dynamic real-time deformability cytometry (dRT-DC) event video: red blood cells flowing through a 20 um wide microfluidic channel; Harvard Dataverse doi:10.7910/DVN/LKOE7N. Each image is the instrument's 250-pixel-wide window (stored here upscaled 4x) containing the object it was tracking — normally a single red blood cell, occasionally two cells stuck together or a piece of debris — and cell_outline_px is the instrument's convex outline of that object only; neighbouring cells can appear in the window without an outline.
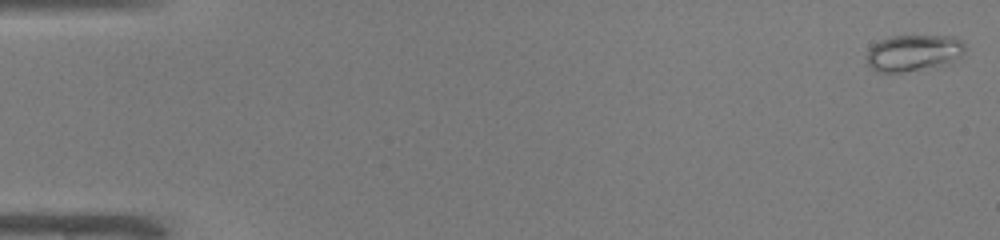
{"species": "common noctule bat (a hibernating species)", "species_latin": "Nyctalus noctula", "temperature_condition": "warm", "stored_images_in_passage": 50, "camera_frame_rate_fps": 3000, "um_per_image_px": 0.085, "animal": {"sex": "male", "body_mass_g": 19.0, "forearm_length_mm": 50.8}, "frame": {"image": 1, "passage_image": 1, "time_ms": 0.0, "image_size_px": [1000, 240], "cell_outline_px": [[964, 52], [960, 56], [952, 60], [940, 64], [900, 72], [880, 72], [872, 68], [868, 64], [868, 52], [872, 44], [880, 40], [892, 36], [956, 36], [964, 44]], "centroid_in_image_um": [77.62, 4.46], "position_along_channel_um": 7.4, "area_um2": 20.23}}
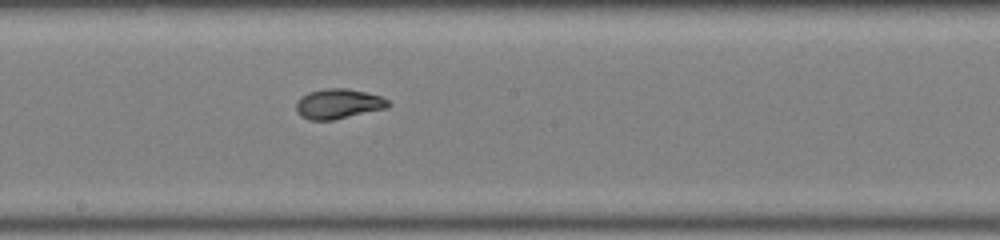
{"frame": {"image": 2, "passage_image": 28, "time_ms": 9.0, "image_size_px": [1000, 240], "cell_outline_px": [[392, 104], [388, 108], [332, 120], [308, 120], [300, 116], [296, 112], [296, 104], [300, 96], [308, 92], [324, 88], [348, 88], [380, 96], [388, 100]], "centroid_in_image_um": [28.74, 8.82], "position_along_channel_um": 219.5, "area_um2": 16.24}}
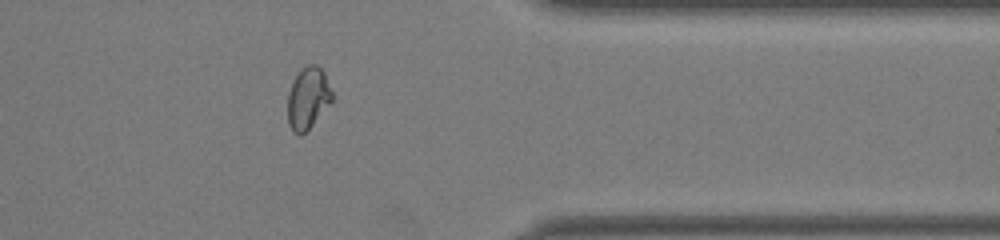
{"frame": {"image": 3, "passage_image": 41, "time_ms": 13.333, "image_size_px": [1000, 240], "cell_outline_px": [[332, 100], [312, 124], [300, 136], [292, 132], [288, 124], [288, 92], [296, 76], [308, 64], [316, 64], [324, 72], [332, 92]], "centroid_in_image_um": [26.16, 8.35], "position_along_channel_um": 385.2, "area_um2": 15.61}, "authors_computed_cell_mechanics": {"area_um2": 16.8487, "velocity_mm_per_s": 4.0803, "shape_relaxation_time_tau1_ms": 5.8096, "shape_relaxation_time_tau2_ms": 0.9531, "deformation_change_tau1": 0.1796, "deformation_change_tau2": 0.0396}}